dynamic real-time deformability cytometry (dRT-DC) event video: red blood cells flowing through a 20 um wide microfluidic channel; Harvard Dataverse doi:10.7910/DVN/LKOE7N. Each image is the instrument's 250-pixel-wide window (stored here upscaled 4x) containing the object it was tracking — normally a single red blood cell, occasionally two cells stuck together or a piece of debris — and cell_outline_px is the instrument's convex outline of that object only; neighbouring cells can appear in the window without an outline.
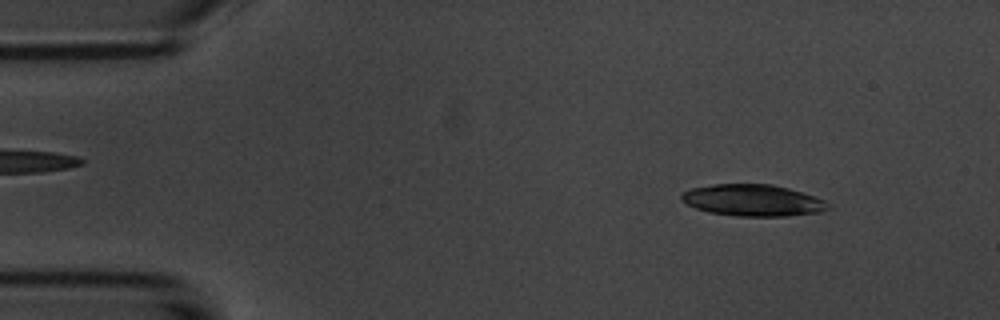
{"species": "common noctule bat (a hibernating species)", "species_latin": "Nyctalus noctula", "temperature_condition": "room temperature", "stored_images_in_passage": 4, "camera_frame_rate_fps": 3000, "um_per_image_px": 0.085, "animal": {"sex": "male", "body_mass_g": 20.1, "forearm_length_mm": 53.5}, "frame": {"image": 1, "passage_image": 1, "time_ms": 0.0, "image_size_px": [1000, 320], "cell_outline_px": [[832, 208], [820, 212], [788, 216], [736, 216], [708, 212], [696, 208], [680, 200], [680, 196], [684, 192], [692, 188], [712, 184], [772, 184], [788, 188], [824, 200]], "centroid_in_image_um": [63.98, 17.03], "position_along_channel_um": 21.0, "area_um2": 26.93}}